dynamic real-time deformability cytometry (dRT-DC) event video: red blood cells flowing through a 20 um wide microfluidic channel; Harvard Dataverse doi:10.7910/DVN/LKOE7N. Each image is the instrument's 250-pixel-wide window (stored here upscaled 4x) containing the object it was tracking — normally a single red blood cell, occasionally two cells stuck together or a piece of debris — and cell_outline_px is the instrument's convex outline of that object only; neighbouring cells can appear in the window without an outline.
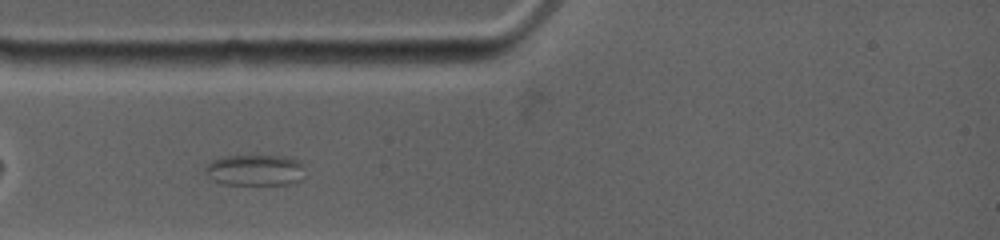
{"species": "common noctule bat (a hibernating species)", "species_latin": "Nyctalus noctula", "temperature_condition": "warm", "stored_images_in_passage": 29, "camera_frame_rate_fps": 4500, "um_per_image_px": 0.085, "animal": {"sex": "female", "body_mass_g": 19.0, "forearm_length_mm": 53.3}, "frame": {"image": 1, "passage_image": 5, "time_ms": 1.778, "image_size_px": [1000, 240], "cell_outline_px": [[304, 164], [300, 180], [288, 184], [224, 184], [212, 180], [204, 172], [204, 168], [212, 160], [224, 156], [284, 156], [300, 160]], "centroid_in_image_um": [21.66, 14.45], "position_along_channel_um": 63.3, "area_um2": 18.03}}
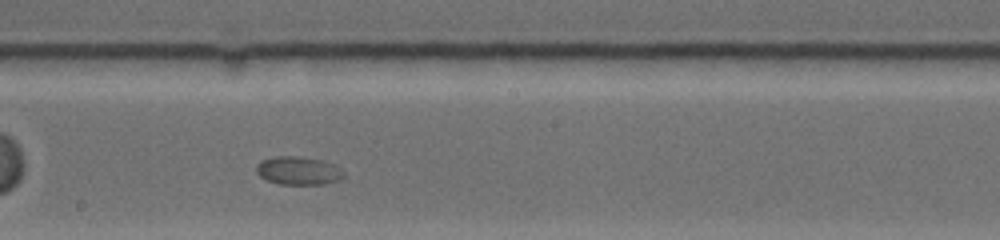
{"frame": {"image": 2, "passage_image": 18, "time_ms": 6.222, "image_size_px": [1000, 240], "cell_outline_px": [[344, 176], [340, 180], [324, 184], [276, 184], [260, 176], [256, 172], [256, 164], [260, 160], [276, 156], [296, 156], [324, 160], [340, 168], [344, 172]], "centroid_in_image_um": [25.35, 14.5], "position_along_channel_um": 222.8, "area_um2": 14.51}}
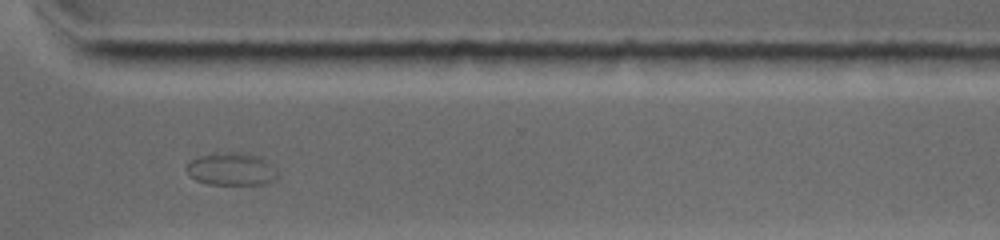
{"frame": {"image": 3, "passage_image": 27, "time_ms": 9.778, "image_size_px": [1000, 240], "cell_outline_px": [[276, 180], [264, 184], [208, 184], [196, 180], [188, 176], [184, 168], [188, 160], [200, 156], [232, 152], [240, 152], [260, 156], [268, 160], [272, 164], [276, 172]], "centroid_in_image_um": [19.64, 14.37], "position_along_channel_um": 351.0, "area_um2": 17.51}}